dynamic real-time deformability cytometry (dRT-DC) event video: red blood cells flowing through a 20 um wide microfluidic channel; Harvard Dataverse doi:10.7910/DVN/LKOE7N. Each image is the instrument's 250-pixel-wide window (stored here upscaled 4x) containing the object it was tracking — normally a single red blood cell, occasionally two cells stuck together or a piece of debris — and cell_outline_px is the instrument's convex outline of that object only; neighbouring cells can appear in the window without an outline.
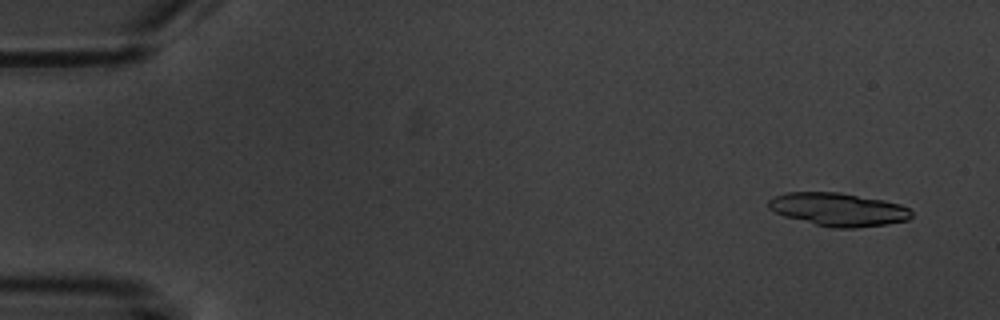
{"species": "common noctule bat (a hibernating species)", "species_latin": "Nyctalus noctula", "temperature_condition": "warm", "stored_images_in_passage": 4, "camera_frame_rate_fps": 3000, "um_per_image_px": 0.085, "animal": {"sex": "male", "body_mass_g": 20.1, "forearm_length_mm": 53.5}, "frame": {"image": 1, "passage_image": 1, "time_ms": 0.0, "image_size_px": [1000, 320], "cell_outline_px": [[912, 216], [908, 220], [884, 224], [856, 228], [832, 228], [784, 216], [768, 208], [768, 200], [772, 196], [784, 192], [840, 192], [884, 200], [900, 204], [908, 208], [912, 212]], "centroid_in_image_um": [71.23, 17.79], "position_along_channel_um": 13.8, "area_um2": 27.69}}